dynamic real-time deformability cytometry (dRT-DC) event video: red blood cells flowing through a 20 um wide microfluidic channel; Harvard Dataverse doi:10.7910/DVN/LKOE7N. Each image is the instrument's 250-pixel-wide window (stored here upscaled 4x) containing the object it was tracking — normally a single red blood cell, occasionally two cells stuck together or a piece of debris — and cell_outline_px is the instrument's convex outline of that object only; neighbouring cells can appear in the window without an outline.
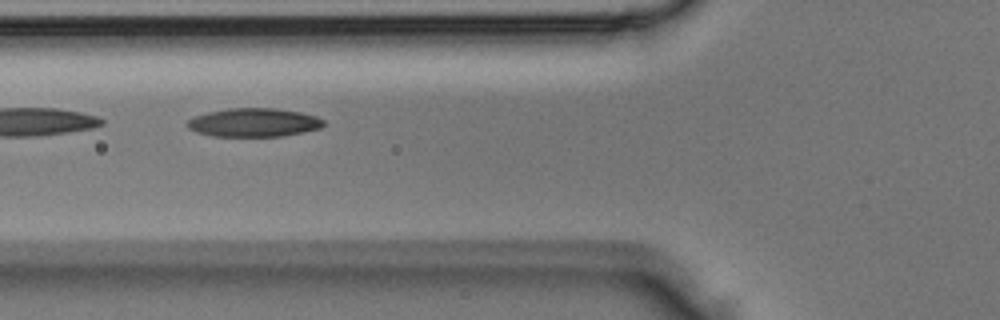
{"species": "Egyptian fruit bat (a non-hibernating species)", "species_latin": "Rousettus aegyptiacus", "temperature_condition": "room temperature", "stored_images_in_passage": 5, "camera_frame_rate_fps": 3000, "um_per_image_px": 0.085, "animal": {"sex": "male"}, "frame": {"image": 1, "passage_image": 4, "time_ms": 1.0, "image_size_px": [1000, 320], "cell_outline_px": [[324, 124], [320, 128], [304, 132], [284, 136], [212, 136], [196, 132], [188, 128], [184, 124], [188, 120], [196, 116], [208, 112], [228, 108], [276, 108], [300, 112], [316, 116], [324, 120]], "centroid_in_image_um": [21.56, 10.41], "position_along_channel_um": 104.2, "area_um2": 22.77}}
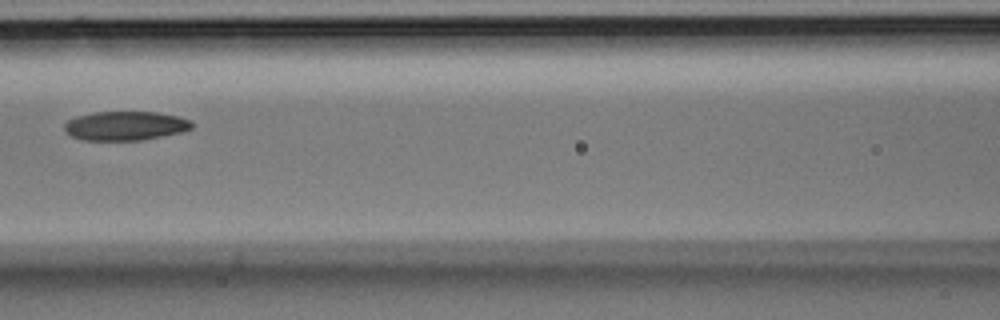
{"frame": {"image": 2, "passage_image": 5, "time_ms": 1.333, "image_size_px": [1000, 320], "cell_outline_px": [[196, 124], [192, 128], [180, 132], [144, 140], [80, 140], [64, 132], [64, 124], [68, 120], [76, 116], [92, 112], [156, 112], [180, 116], [192, 120]], "centroid_in_image_um": [10.67, 10.69], "position_along_channel_um": 155.9, "area_um2": 21.91}}